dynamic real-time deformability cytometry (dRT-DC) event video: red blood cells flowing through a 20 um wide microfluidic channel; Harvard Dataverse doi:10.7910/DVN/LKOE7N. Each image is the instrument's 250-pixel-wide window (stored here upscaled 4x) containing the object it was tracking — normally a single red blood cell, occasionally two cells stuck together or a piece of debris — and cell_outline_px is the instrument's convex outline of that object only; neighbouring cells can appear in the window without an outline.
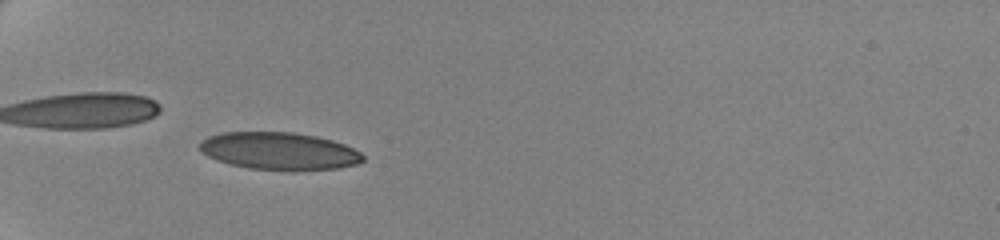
{"species": "human", "species_latin": "Homo sapiens", "temperature_condition": "cold", "stored_images_in_passage": 61, "camera_frame_rate_fps": 3000, "um_per_image_px": 0.085, "donor": {"sex": "female"}, "frame": {"image": 1, "passage_image": 23, "time_ms": 7.333, "image_size_px": [1000, 240], "cell_outline_px": [[364, 160], [356, 164], [340, 168], [248, 168], [216, 160], [200, 152], [200, 144], [208, 136], [224, 132], [292, 132], [316, 136], [332, 140], [344, 144], [360, 152], [364, 156]], "centroid_in_image_um": [23.71, 12.8], "position_along_channel_um": 61.3, "area_um2": 34.68}}
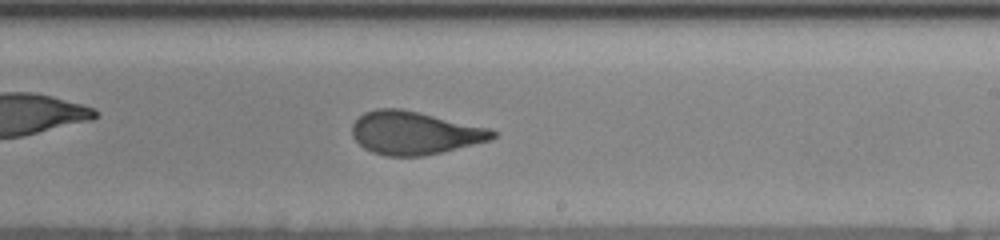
{"frame": {"image": 2, "passage_image": 41, "time_ms": 13.333, "image_size_px": [1000, 240], "cell_outline_px": [[496, 136], [492, 140], [444, 152], [424, 156], [384, 156], [372, 152], [364, 148], [352, 136], [352, 124], [364, 112], [376, 108], [400, 108], [492, 128], [496, 132]], "centroid_in_image_um": [35.26, 11.3], "position_along_channel_um": 253.7, "area_um2": 35.6}}
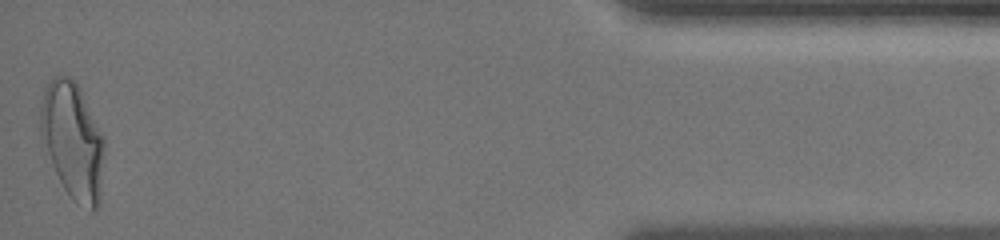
{"frame": {"image": 3, "passage_image": 61, "time_ms": 20.0, "image_size_px": [1000, 240], "cell_outline_px": [[104, 152], [100, 204], [92, 212], [76, 204], [72, 200], [64, 188], [56, 172], [40, 136], [40, 108], [44, 92], [48, 84], [56, 76], [68, 76], [80, 88], [104, 136]], "centroid_in_image_um": [6.21, 12.01], "position_along_channel_um": 429.0, "area_um2": 43.29}, "authors_computed_cell_mechanics": {"area_um2": 35.2002, "velocity_mm_per_s": 3.504, "shape_relaxation_time_tau1_ms": 5.6828, "shape_relaxation_time_tau2_ms": 0.8762, "deformation_change_tau1": 0.1928, "deformation_change_tau2": 0.0687}}